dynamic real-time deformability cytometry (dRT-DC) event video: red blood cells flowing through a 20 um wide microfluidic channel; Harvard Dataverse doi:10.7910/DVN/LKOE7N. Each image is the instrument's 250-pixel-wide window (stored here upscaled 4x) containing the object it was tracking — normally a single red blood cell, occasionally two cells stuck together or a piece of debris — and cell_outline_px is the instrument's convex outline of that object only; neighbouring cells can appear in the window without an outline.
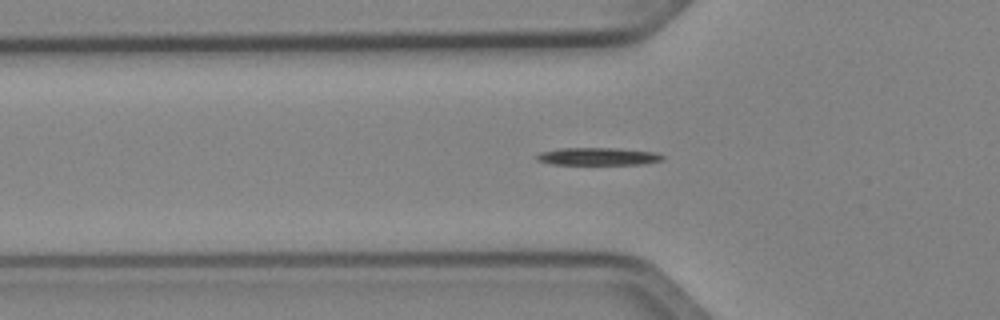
{"species": "Egyptian fruit bat (a non-hibernating species)", "species_latin": "Rousettus aegyptiacus", "temperature_condition": "cold", "stored_images_in_passage": 51, "segment_of_instrument_passage": [1, 2], "camera_frame_rate_fps": 3000, "um_per_image_px": 0.085, "animal": {"sex": "female"}, "frame": {"image": 1, "passage_image": 17, "time_ms": 5.333, "image_size_px": [1000, 320], "cell_outline_px": [[664, 160], [644, 164], [552, 164], [536, 160], [536, 156], [540, 152], [560, 148], [616, 148], [656, 152], [664, 156]], "centroid_in_image_um": [50.85, 13.29], "position_along_channel_um": 74.9, "area_um2": 12.89}}
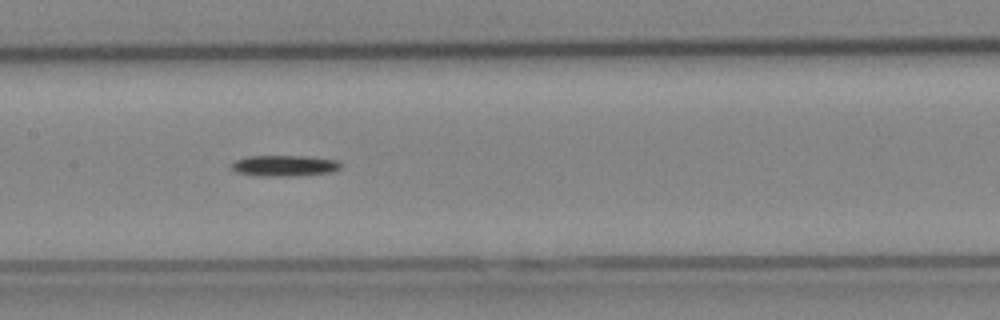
{"frame": {"image": 2, "passage_image": 25, "time_ms": 8.0, "image_size_px": [1000, 320], "cell_outline_px": [[340, 168], [332, 172], [292, 176], [256, 176], [236, 172], [232, 168], [232, 164], [236, 160], [248, 156], [304, 156], [336, 160], [340, 164]], "centroid_in_image_um": [24.15, 14.09], "position_along_channel_um": 183.3, "area_um2": 13.24}}
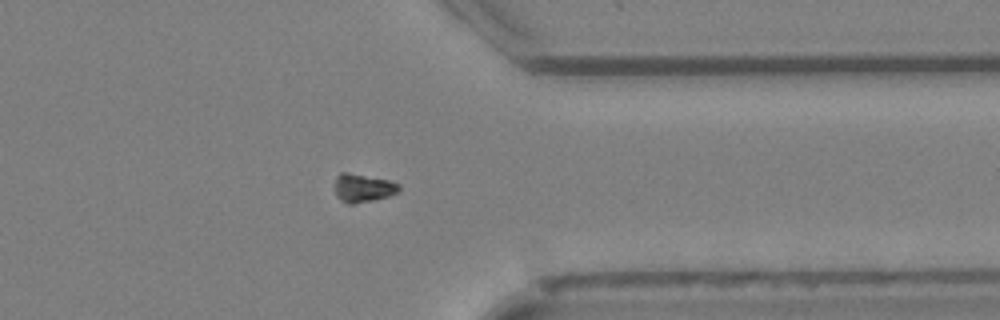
{"frame": {"image": 3, "passage_image": 40, "time_ms": 13.0, "image_size_px": [1000, 320], "cell_outline_px": [[400, 188], [396, 192], [388, 196], [376, 200], [356, 204], [348, 204], [340, 200], [336, 196], [336, 176], [340, 172], [348, 172], [388, 180], [400, 184]], "centroid_in_image_um": [30.84, 15.99], "position_along_channel_um": 380.6, "area_um2": 10.64}}